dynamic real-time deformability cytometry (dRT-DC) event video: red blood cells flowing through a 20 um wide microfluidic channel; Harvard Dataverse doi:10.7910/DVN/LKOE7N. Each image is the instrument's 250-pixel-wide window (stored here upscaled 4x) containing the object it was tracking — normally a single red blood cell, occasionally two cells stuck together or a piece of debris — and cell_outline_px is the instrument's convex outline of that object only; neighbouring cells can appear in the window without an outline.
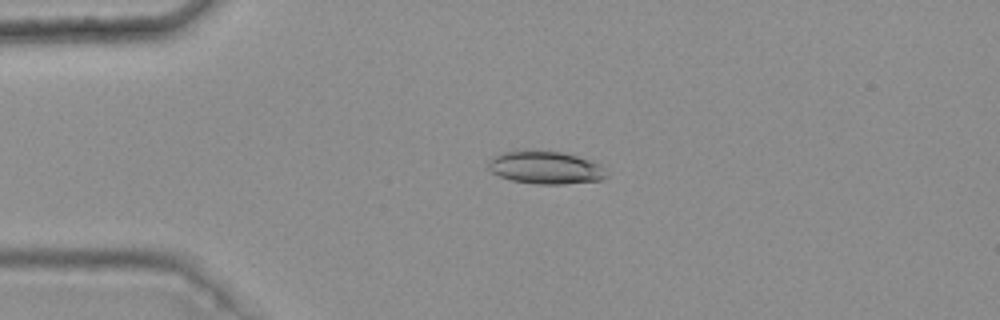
{"species": "common noctule bat (a hibernating species)", "species_latin": "Nyctalus noctula", "temperature_condition": "warm", "stored_images_in_passage": 5, "camera_frame_rate_fps": 3000, "um_per_image_px": 0.085, "animal": {"sex": "female", "body_mass_g": 25.1}, "frame": {"image": 1, "passage_image": 3, "time_ms": 0.667, "image_size_px": [1000, 320], "cell_outline_px": [[608, 176], [600, 180], [564, 184], [536, 184], [512, 180], [500, 176], [492, 172], [488, 168], [488, 160], [500, 152], [560, 152], [592, 160], [600, 164]], "centroid_in_image_um": [46.38, 14.27], "position_along_channel_um": 38.6, "area_um2": 22.14}}
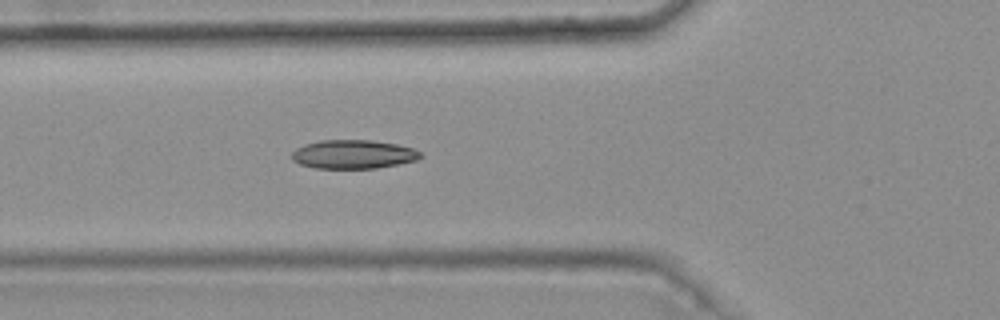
{"frame": {"image": 2, "passage_image": 5, "time_ms": 1.333, "image_size_px": [1000, 320], "cell_outline_px": [[424, 156], [416, 160], [376, 168], [316, 168], [300, 164], [292, 160], [292, 152], [296, 148], [304, 144], [320, 140], [372, 140], [396, 144], [412, 148], [420, 152]], "centroid_in_image_um": [30.01, 13.11], "position_along_channel_um": 95.8, "area_um2": 21.5}}